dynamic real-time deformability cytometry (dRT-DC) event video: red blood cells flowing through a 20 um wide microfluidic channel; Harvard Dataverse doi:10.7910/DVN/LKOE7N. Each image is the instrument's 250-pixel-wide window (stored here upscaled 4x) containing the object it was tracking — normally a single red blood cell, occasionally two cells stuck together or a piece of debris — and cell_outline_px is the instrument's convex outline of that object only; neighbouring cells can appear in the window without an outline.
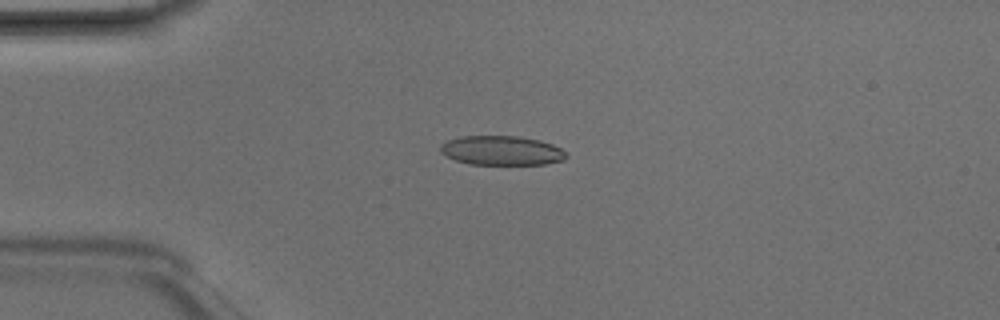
{"species": "Egyptian fruit bat (a non-hibernating species)", "species_latin": "Rousettus aegyptiacus", "temperature_condition": "room temperature", "stored_images_in_passage": 6, "camera_frame_rate_fps": 3000, "um_per_image_px": 0.085, "animal": {"sex": "male"}, "frame": {"image": 1, "passage_image": 3, "time_ms": 0.667, "image_size_px": [1000, 320], "cell_outline_px": [[568, 156], [564, 160], [544, 164], [468, 164], [456, 160], [440, 152], [440, 144], [448, 140], [460, 136], [516, 136], [540, 140], [552, 144], [560, 148]], "centroid_in_image_um": [42.63, 12.79], "position_along_channel_um": 42.4, "area_um2": 21.44}}
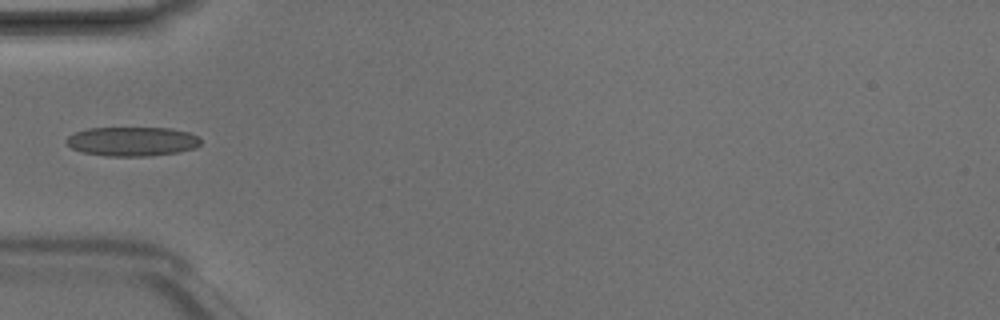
{"frame": {"image": 2, "passage_image": 4, "time_ms": 1.0, "image_size_px": [1000, 320], "cell_outline_px": [[200, 144], [196, 148], [176, 152], [148, 156], [108, 156], [80, 152], [72, 148], [64, 140], [68, 136], [76, 132], [88, 128], [172, 128], [188, 132], [200, 136]], "centroid_in_image_um": [11.24, 12.02], "position_along_channel_um": 73.8, "area_um2": 22.95}}